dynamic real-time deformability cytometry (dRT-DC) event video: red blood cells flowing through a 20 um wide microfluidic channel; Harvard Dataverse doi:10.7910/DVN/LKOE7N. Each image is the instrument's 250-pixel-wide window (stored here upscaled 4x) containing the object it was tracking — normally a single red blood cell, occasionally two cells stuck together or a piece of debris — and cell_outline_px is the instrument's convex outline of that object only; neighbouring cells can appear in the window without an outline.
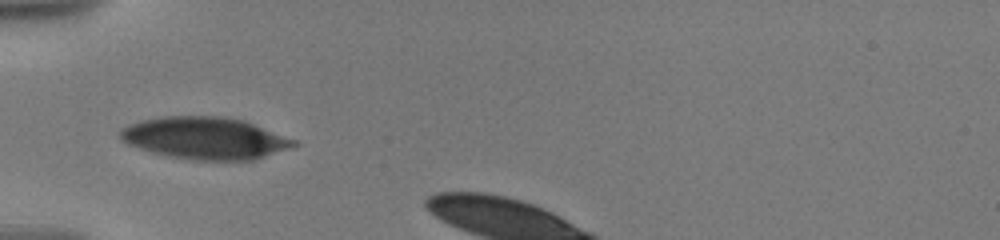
{"species": "human", "species_latin": "Homo sapiens", "temperature_condition": "warm", "stored_images_in_passage": 8, "camera_frame_rate_fps": 3000, "um_per_image_px": 0.085, "donor": {"sex": "male"}, "frame": {"image": 1, "passage_image": 1, "time_ms": 0.0, "image_size_px": [1000, 240], "cell_outline_px": [[300, 144], [256, 160], [192, 160], [168, 156], [152, 152], [128, 144], [120, 136], [120, 128], [128, 124], [140, 120], [164, 116], [224, 116], [244, 120], [296, 140]], "centroid_in_image_um": [17.44, 11.74], "position_along_channel_um": 67.6, "area_um2": 42.66}}